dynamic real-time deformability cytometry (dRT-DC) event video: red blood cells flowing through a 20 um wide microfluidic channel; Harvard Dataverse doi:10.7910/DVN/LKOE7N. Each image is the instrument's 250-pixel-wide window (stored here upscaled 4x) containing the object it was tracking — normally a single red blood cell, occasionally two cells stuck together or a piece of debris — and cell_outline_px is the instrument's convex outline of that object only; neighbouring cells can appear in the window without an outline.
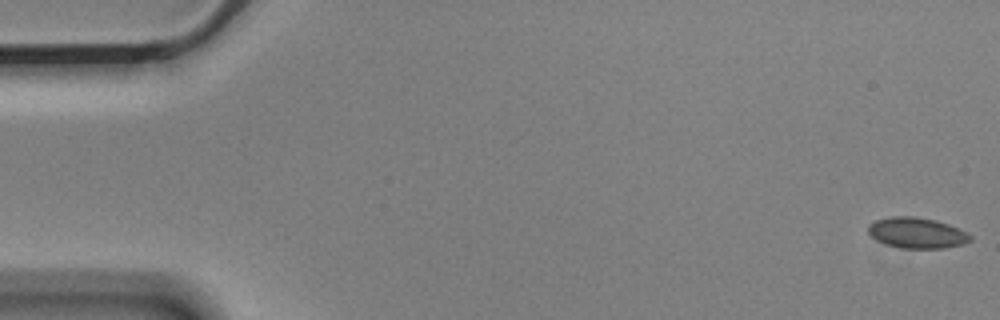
{"species": "Egyptian fruit bat (a non-hibernating species)", "species_latin": "Rousettus aegyptiacus", "temperature_condition": "cold", "stored_images_in_passage": 5, "camera_frame_rate_fps": 3000, "um_per_image_px": 0.085, "animal": {"sex": "male"}, "frame": {"image": 1, "passage_image": 1, "time_ms": 0.0, "image_size_px": [1000, 320], "cell_outline_px": [[972, 240], [964, 244], [944, 248], [900, 248], [884, 244], [876, 240], [868, 232], [868, 224], [872, 220], [888, 216], [916, 216], [936, 220], [948, 224], [968, 232], [972, 236]], "centroid_in_image_um": [77.91, 19.78], "position_along_channel_um": 7.1, "area_um2": 18.67}}
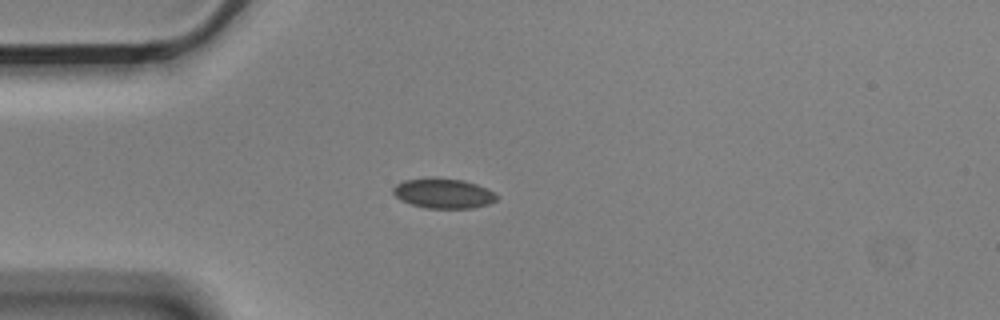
{"frame": {"image": 2, "passage_image": 5, "time_ms": 1.333, "image_size_px": [1000, 320], "cell_outline_px": [[500, 196], [496, 200], [488, 204], [472, 208], [428, 208], [412, 204], [400, 200], [392, 192], [392, 188], [396, 184], [404, 180], [428, 176], [432, 176], [464, 180], [476, 184]], "centroid_in_image_um": [37.65, 16.41], "position_along_channel_um": 47.4, "area_um2": 18.26}}